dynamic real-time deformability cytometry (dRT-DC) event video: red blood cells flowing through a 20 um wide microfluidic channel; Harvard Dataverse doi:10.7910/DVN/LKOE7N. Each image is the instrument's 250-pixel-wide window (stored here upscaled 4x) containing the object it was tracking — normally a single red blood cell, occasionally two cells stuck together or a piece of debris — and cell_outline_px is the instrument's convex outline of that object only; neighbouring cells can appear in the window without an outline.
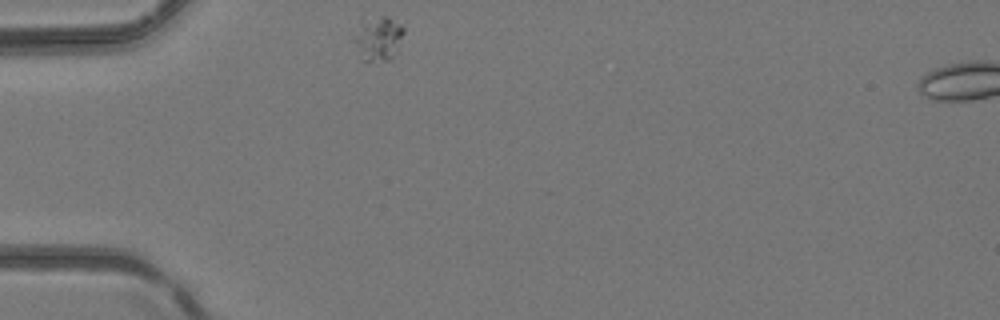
{"species": "common noctule bat (a hibernating species)", "species_latin": "Nyctalus noctula", "temperature_condition": "room temperature", "stored_images_in_passage": 3, "camera_frame_rate_fps": 3000, "um_per_image_px": 0.085, "animal": {"sex": "female", "body_mass_g": 24.6, "forearm_length_mm": 56.2}, "frame": {"image": 1, "passage_image": 3, "time_ms": 0.667, "image_size_px": [1000, 320], "cell_outline_px": [[404, 32], [392, 56], [388, 60], [364, 60], [348, 40], [364, 24], [380, 16], [388, 16], [400, 24], [404, 28]], "centroid_in_image_um": [32.1, 3.29], "position_along_channel_um": 52.9, "area_um2": 12.25}}